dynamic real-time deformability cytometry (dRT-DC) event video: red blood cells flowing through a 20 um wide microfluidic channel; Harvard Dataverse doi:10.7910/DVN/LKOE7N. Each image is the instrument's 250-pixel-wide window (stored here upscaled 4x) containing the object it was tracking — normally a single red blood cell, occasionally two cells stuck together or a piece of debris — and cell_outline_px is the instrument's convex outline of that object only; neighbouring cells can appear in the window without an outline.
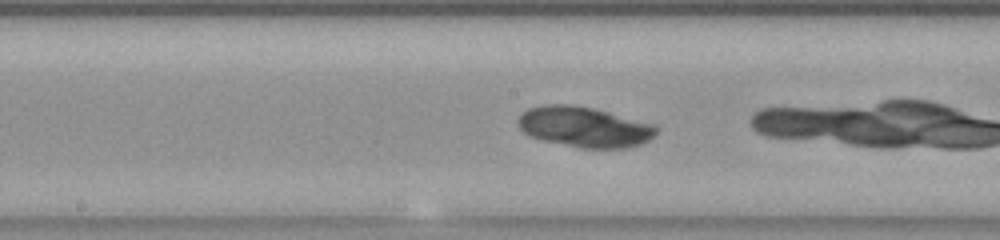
{"species": "common noctule bat (a hibernating species)", "species_latin": "Nyctalus noctula", "temperature_condition": "room temperature", "stored_images_in_passage": 37, "camera_frame_rate_fps": 3000, "um_per_image_px": 0.085, "animal": {"sex": "female", "body_mass_g": 23.0, "forearm_length_mm": 53.4}, "frame": {"image": 1, "passage_image": 22, "time_ms": 7.0, "image_size_px": [1000, 240], "cell_outline_px": [[660, 128], [648, 140], [640, 144], [628, 148], [580, 148], [544, 140], [528, 136], [516, 124], [516, 120], [528, 108], [544, 104], [572, 104], [592, 108], [656, 124]], "centroid_in_image_um": [49.66, 10.78], "position_along_channel_um": 198.5, "area_um2": 32.71}}
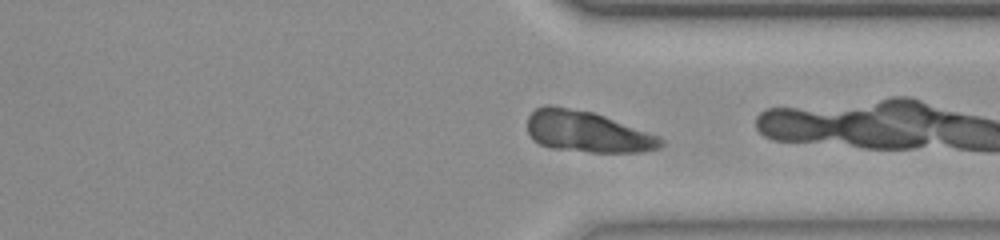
{"frame": {"image": 2, "passage_image": 35, "time_ms": 11.333, "image_size_px": [1000, 240], "cell_outline_px": [[664, 144], [660, 148], [640, 152], [592, 152], [552, 148], [540, 144], [532, 140], [528, 132], [528, 116], [536, 108], [544, 104], [548, 104], [592, 112], [604, 116], [660, 136], [664, 140]], "centroid_in_image_um": [49.91, 11.2], "position_along_channel_um": 361.5, "area_um2": 31.96}}